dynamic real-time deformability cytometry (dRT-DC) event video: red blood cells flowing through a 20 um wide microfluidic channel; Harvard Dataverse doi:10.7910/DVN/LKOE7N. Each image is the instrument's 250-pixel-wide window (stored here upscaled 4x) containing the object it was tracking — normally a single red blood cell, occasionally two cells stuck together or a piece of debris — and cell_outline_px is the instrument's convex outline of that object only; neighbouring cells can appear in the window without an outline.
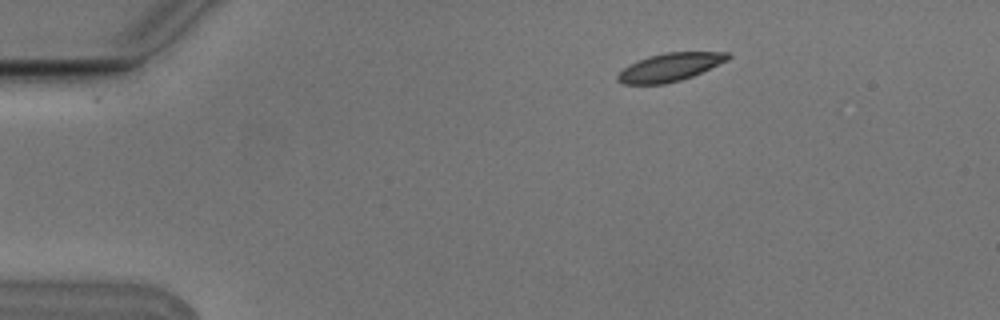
{"species": "Egyptian fruit bat (a non-hibernating species)", "species_latin": "Rousettus aegyptiacus", "temperature_condition": "cold", "stored_images_in_passage": 3, "camera_frame_rate_fps": 3000, "um_per_image_px": 0.085, "animal": {"sex": "male"}, "frame": {"image": 1, "passage_image": 3, "time_ms": 0.667, "image_size_px": [1000, 320], "cell_outline_px": [[732, 56], [728, 60], [692, 76], [680, 80], [664, 84], [624, 84], [616, 80], [616, 76], [628, 64], [648, 56], [664, 52], [728, 52]], "centroid_in_image_um": [56.92, 5.7], "position_along_channel_um": 28.1, "area_um2": 18.03}}